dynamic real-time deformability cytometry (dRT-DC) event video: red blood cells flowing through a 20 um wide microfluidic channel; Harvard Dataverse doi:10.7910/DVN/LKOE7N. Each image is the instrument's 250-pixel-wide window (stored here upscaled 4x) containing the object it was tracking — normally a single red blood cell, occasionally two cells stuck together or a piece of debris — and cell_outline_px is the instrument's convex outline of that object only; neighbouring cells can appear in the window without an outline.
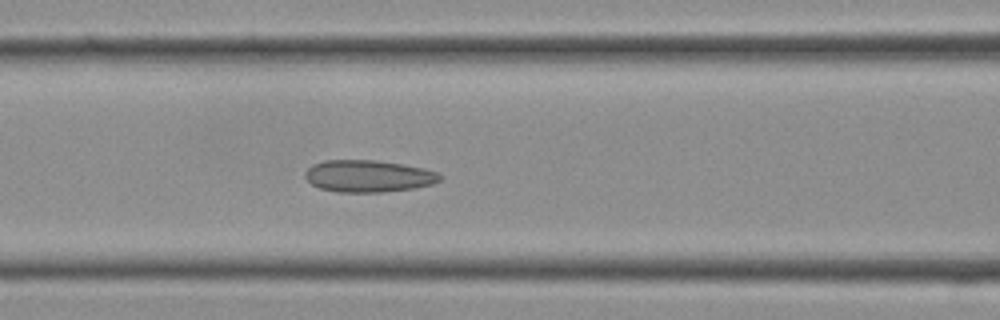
{"species": "Egyptian fruit bat (a non-hibernating species)", "species_latin": "Rousettus aegyptiacus", "temperature_condition": "cold", "stored_images_in_passage": 14, "camera_frame_rate_fps": 3000, "um_per_image_px": 0.085, "frame": {"image": 1, "passage_image": 12, "time_ms": 3.667, "image_size_px": [1000, 320], "cell_outline_px": [[444, 176], [440, 180], [432, 184], [412, 188], [380, 192], [336, 192], [320, 188], [312, 184], [304, 176], [304, 172], [312, 164], [324, 160], [376, 160], [424, 168], [436, 172]], "centroid_in_image_um": [31.28, 14.96], "position_along_channel_um": 135.3, "area_um2": 25.09}}
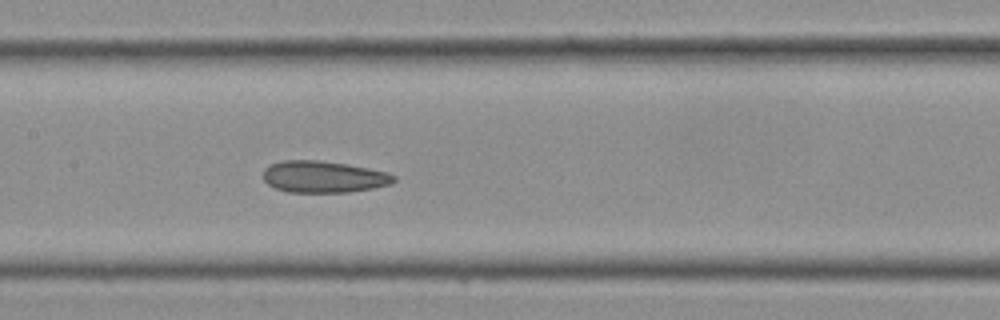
{"frame": {"image": 2, "passage_image": 14, "time_ms": 4.333, "image_size_px": [1000, 320], "cell_outline_px": [[396, 180], [392, 184], [372, 188], [348, 192], [288, 192], [276, 188], [268, 184], [264, 180], [264, 168], [272, 164], [284, 160], [320, 160], [348, 164], [388, 172], [396, 176]], "centroid_in_image_um": [27.53, 15.02], "position_along_channel_um": 179.9, "area_um2": 24.16}}